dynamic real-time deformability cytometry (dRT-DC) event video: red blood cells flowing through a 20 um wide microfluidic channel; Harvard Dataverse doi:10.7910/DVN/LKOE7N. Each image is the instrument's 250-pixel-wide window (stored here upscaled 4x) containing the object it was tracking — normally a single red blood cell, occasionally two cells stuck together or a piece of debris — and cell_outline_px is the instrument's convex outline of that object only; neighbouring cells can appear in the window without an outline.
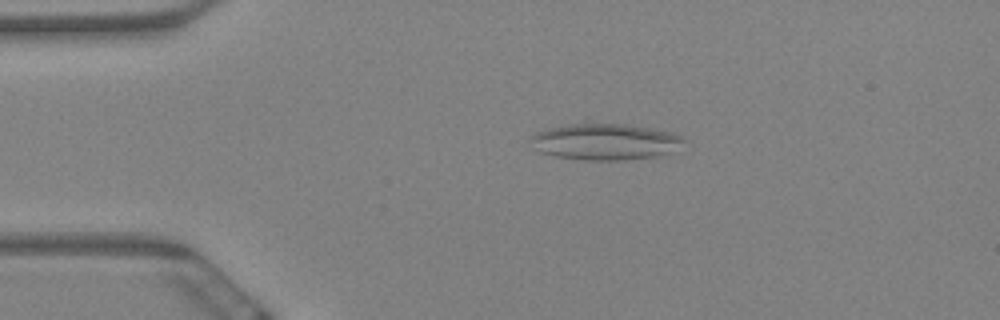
{"species": "Egyptian fruit bat (a non-hibernating species)", "species_latin": "Rousettus aegyptiacus", "temperature_condition": "warm", "stored_images_in_passage": 9, "camera_frame_rate_fps": 3000, "um_per_image_px": 0.085, "animal": {"sex": "female"}, "frame": {"image": 1, "passage_image": 4, "time_ms": 1.0, "image_size_px": [1000, 320], "cell_outline_px": [[688, 140], [668, 152], [656, 156], [624, 160], [584, 160], [556, 156], [540, 152], [532, 148], [528, 140], [536, 132], [548, 128], [588, 116], [652, 128], [672, 132]], "centroid_in_image_um": [51.33, 11.94], "position_along_channel_um": 33.7, "area_um2": 34.51}}
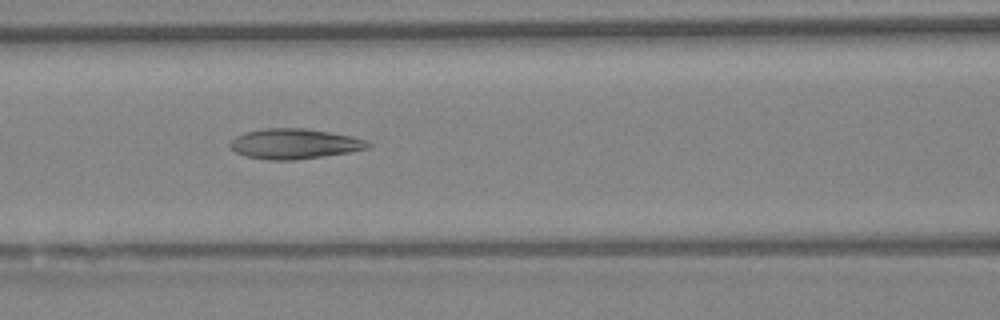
{"frame": {"image": 2, "passage_image": 8, "time_ms": 2.333, "image_size_px": [1000, 320], "cell_outline_px": [[372, 144], [368, 148], [348, 152], [324, 156], [296, 160], [272, 160], [244, 156], [236, 152], [228, 144], [236, 136], [244, 132], [264, 128], [304, 128], [352, 136], [364, 140]], "centroid_in_image_um": [24.99, 12.22], "position_along_channel_um": 141.6, "area_um2": 24.16}}
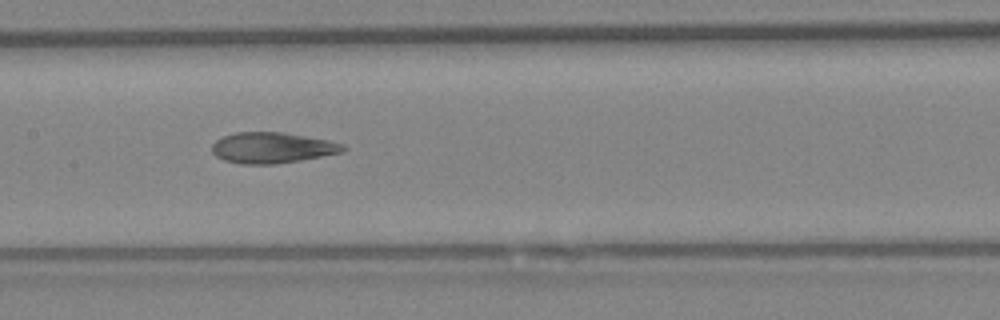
{"frame": {"image": 3, "passage_image": 9, "time_ms": 2.667, "image_size_px": [1000, 320], "cell_outline_px": [[348, 148], [344, 152], [300, 160], [276, 164], [240, 164], [224, 160], [216, 156], [212, 152], [212, 144], [216, 140], [224, 136], [236, 132], [284, 132], [328, 140], [344, 144]], "centroid_in_image_um": [23.15, 12.56], "position_along_channel_um": 184.2, "area_um2": 23.64}}